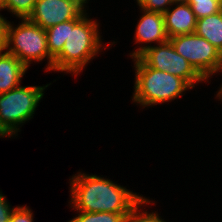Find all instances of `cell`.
<instances>
[{
	"label": "cell",
	"mask_w": 222,
	"mask_h": 222,
	"mask_svg": "<svg viewBox=\"0 0 222 222\" xmlns=\"http://www.w3.org/2000/svg\"><path fill=\"white\" fill-rule=\"evenodd\" d=\"M169 41L207 82L218 73L221 52L204 37L192 33L174 36Z\"/></svg>",
	"instance_id": "8992f818"
},
{
	"label": "cell",
	"mask_w": 222,
	"mask_h": 222,
	"mask_svg": "<svg viewBox=\"0 0 222 222\" xmlns=\"http://www.w3.org/2000/svg\"><path fill=\"white\" fill-rule=\"evenodd\" d=\"M164 15V23L169 38L195 32L197 17L189 4L174 3Z\"/></svg>",
	"instance_id": "30bf717a"
},
{
	"label": "cell",
	"mask_w": 222,
	"mask_h": 222,
	"mask_svg": "<svg viewBox=\"0 0 222 222\" xmlns=\"http://www.w3.org/2000/svg\"><path fill=\"white\" fill-rule=\"evenodd\" d=\"M14 26L8 21L5 51L16 56L26 67L47 58L46 70L53 71L54 58L49 54L45 29L28 18Z\"/></svg>",
	"instance_id": "277c9868"
},
{
	"label": "cell",
	"mask_w": 222,
	"mask_h": 222,
	"mask_svg": "<svg viewBox=\"0 0 222 222\" xmlns=\"http://www.w3.org/2000/svg\"><path fill=\"white\" fill-rule=\"evenodd\" d=\"M140 10L142 16L136 24L134 39L136 44H145L146 46H138L137 50L135 49L129 54L130 58L138 57L145 49L151 47L152 43L159 45L169 41L165 29L164 15L159 12Z\"/></svg>",
	"instance_id": "9c48e42d"
},
{
	"label": "cell",
	"mask_w": 222,
	"mask_h": 222,
	"mask_svg": "<svg viewBox=\"0 0 222 222\" xmlns=\"http://www.w3.org/2000/svg\"><path fill=\"white\" fill-rule=\"evenodd\" d=\"M86 11L68 21V36L62 51L54 58L53 71L78 76L91 59L102 52L98 20L89 18Z\"/></svg>",
	"instance_id": "7a4b0ae2"
},
{
	"label": "cell",
	"mask_w": 222,
	"mask_h": 222,
	"mask_svg": "<svg viewBox=\"0 0 222 222\" xmlns=\"http://www.w3.org/2000/svg\"><path fill=\"white\" fill-rule=\"evenodd\" d=\"M134 61L135 82L132 101L142 108L171 102L192 87L182 78L148 67L139 57Z\"/></svg>",
	"instance_id": "3957f363"
},
{
	"label": "cell",
	"mask_w": 222,
	"mask_h": 222,
	"mask_svg": "<svg viewBox=\"0 0 222 222\" xmlns=\"http://www.w3.org/2000/svg\"><path fill=\"white\" fill-rule=\"evenodd\" d=\"M26 67L16 56L0 51V94H4L22 83Z\"/></svg>",
	"instance_id": "8fae6325"
},
{
	"label": "cell",
	"mask_w": 222,
	"mask_h": 222,
	"mask_svg": "<svg viewBox=\"0 0 222 222\" xmlns=\"http://www.w3.org/2000/svg\"><path fill=\"white\" fill-rule=\"evenodd\" d=\"M138 57L148 67L184 79L192 88L206 81L183 56L176 52L170 41L148 47Z\"/></svg>",
	"instance_id": "52a82bcc"
},
{
	"label": "cell",
	"mask_w": 222,
	"mask_h": 222,
	"mask_svg": "<svg viewBox=\"0 0 222 222\" xmlns=\"http://www.w3.org/2000/svg\"><path fill=\"white\" fill-rule=\"evenodd\" d=\"M1 137H8V136L0 129V138Z\"/></svg>",
	"instance_id": "d4e9b609"
},
{
	"label": "cell",
	"mask_w": 222,
	"mask_h": 222,
	"mask_svg": "<svg viewBox=\"0 0 222 222\" xmlns=\"http://www.w3.org/2000/svg\"><path fill=\"white\" fill-rule=\"evenodd\" d=\"M151 202L150 199L143 197L125 217L124 222H166L156 211H154L155 213H149L148 211L141 210L145 205L151 204ZM142 205L143 207H141Z\"/></svg>",
	"instance_id": "9a60e30c"
},
{
	"label": "cell",
	"mask_w": 222,
	"mask_h": 222,
	"mask_svg": "<svg viewBox=\"0 0 222 222\" xmlns=\"http://www.w3.org/2000/svg\"><path fill=\"white\" fill-rule=\"evenodd\" d=\"M49 85H20L0 94V129L8 137H16L21 130L19 127L33 118V114L44 96L43 92Z\"/></svg>",
	"instance_id": "5b68a950"
},
{
	"label": "cell",
	"mask_w": 222,
	"mask_h": 222,
	"mask_svg": "<svg viewBox=\"0 0 222 222\" xmlns=\"http://www.w3.org/2000/svg\"><path fill=\"white\" fill-rule=\"evenodd\" d=\"M32 210L27 205L16 206L12 211L9 222H34Z\"/></svg>",
	"instance_id": "d6986e66"
},
{
	"label": "cell",
	"mask_w": 222,
	"mask_h": 222,
	"mask_svg": "<svg viewBox=\"0 0 222 222\" xmlns=\"http://www.w3.org/2000/svg\"><path fill=\"white\" fill-rule=\"evenodd\" d=\"M8 20L0 14V51L5 50L6 46V27Z\"/></svg>",
	"instance_id": "44dd1931"
},
{
	"label": "cell",
	"mask_w": 222,
	"mask_h": 222,
	"mask_svg": "<svg viewBox=\"0 0 222 222\" xmlns=\"http://www.w3.org/2000/svg\"><path fill=\"white\" fill-rule=\"evenodd\" d=\"M37 0H3L2 10H8L19 19L28 18Z\"/></svg>",
	"instance_id": "2e32d148"
},
{
	"label": "cell",
	"mask_w": 222,
	"mask_h": 222,
	"mask_svg": "<svg viewBox=\"0 0 222 222\" xmlns=\"http://www.w3.org/2000/svg\"><path fill=\"white\" fill-rule=\"evenodd\" d=\"M49 54L55 58L63 49L68 36V21L45 30Z\"/></svg>",
	"instance_id": "4fadbf2b"
},
{
	"label": "cell",
	"mask_w": 222,
	"mask_h": 222,
	"mask_svg": "<svg viewBox=\"0 0 222 222\" xmlns=\"http://www.w3.org/2000/svg\"><path fill=\"white\" fill-rule=\"evenodd\" d=\"M136 2L143 10L162 14L173 6L172 0H136Z\"/></svg>",
	"instance_id": "ac0fdd59"
},
{
	"label": "cell",
	"mask_w": 222,
	"mask_h": 222,
	"mask_svg": "<svg viewBox=\"0 0 222 222\" xmlns=\"http://www.w3.org/2000/svg\"><path fill=\"white\" fill-rule=\"evenodd\" d=\"M194 33L204 37L222 53V10L197 19Z\"/></svg>",
	"instance_id": "7c38bea8"
},
{
	"label": "cell",
	"mask_w": 222,
	"mask_h": 222,
	"mask_svg": "<svg viewBox=\"0 0 222 222\" xmlns=\"http://www.w3.org/2000/svg\"><path fill=\"white\" fill-rule=\"evenodd\" d=\"M70 178L69 205L76 211L130 213L143 198L108 178L82 172Z\"/></svg>",
	"instance_id": "6da1fadb"
},
{
	"label": "cell",
	"mask_w": 222,
	"mask_h": 222,
	"mask_svg": "<svg viewBox=\"0 0 222 222\" xmlns=\"http://www.w3.org/2000/svg\"><path fill=\"white\" fill-rule=\"evenodd\" d=\"M89 0H37L28 19L43 29L78 18Z\"/></svg>",
	"instance_id": "ba28073f"
},
{
	"label": "cell",
	"mask_w": 222,
	"mask_h": 222,
	"mask_svg": "<svg viewBox=\"0 0 222 222\" xmlns=\"http://www.w3.org/2000/svg\"><path fill=\"white\" fill-rule=\"evenodd\" d=\"M2 7H3V0H0V11H2Z\"/></svg>",
	"instance_id": "484cf974"
},
{
	"label": "cell",
	"mask_w": 222,
	"mask_h": 222,
	"mask_svg": "<svg viewBox=\"0 0 222 222\" xmlns=\"http://www.w3.org/2000/svg\"><path fill=\"white\" fill-rule=\"evenodd\" d=\"M173 4L174 3H184V4H189V0H172Z\"/></svg>",
	"instance_id": "603a6c76"
},
{
	"label": "cell",
	"mask_w": 222,
	"mask_h": 222,
	"mask_svg": "<svg viewBox=\"0 0 222 222\" xmlns=\"http://www.w3.org/2000/svg\"><path fill=\"white\" fill-rule=\"evenodd\" d=\"M216 98L222 101V85L220 86V89L217 91Z\"/></svg>",
	"instance_id": "7402d4cb"
},
{
	"label": "cell",
	"mask_w": 222,
	"mask_h": 222,
	"mask_svg": "<svg viewBox=\"0 0 222 222\" xmlns=\"http://www.w3.org/2000/svg\"><path fill=\"white\" fill-rule=\"evenodd\" d=\"M79 214L68 222H124L125 217L129 213H109V212H83L77 211Z\"/></svg>",
	"instance_id": "5bb4252c"
},
{
	"label": "cell",
	"mask_w": 222,
	"mask_h": 222,
	"mask_svg": "<svg viewBox=\"0 0 222 222\" xmlns=\"http://www.w3.org/2000/svg\"><path fill=\"white\" fill-rule=\"evenodd\" d=\"M15 207L11 208L5 195L0 192V222H9L12 211Z\"/></svg>",
	"instance_id": "ffe728a7"
},
{
	"label": "cell",
	"mask_w": 222,
	"mask_h": 222,
	"mask_svg": "<svg viewBox=\"0 0 222 222\" xmlns=\"http://www.w3.org/2000/svg\"><path fill=\"white\" fill-rule=\"evenodd\" d=\"M189 5L197 19L222 10V0H189Z\"/></svg>",
	"instance_id": "e0dca14e"
},
{
	"label": "cell",
	"mask_w": 222,
	"mask_h": 222,
	"mask_svg": "<svg viewBox=\"0 0 222 222\" xmlns=\"http://www.w3.org/2000/svg\"><path fill=\"white\" fill-rule=\"evenodd\" d=\"M221 72L222 73V53H221V63L218 69V73Z\"/></svg>",
	"instance_id": "cb8c5ba5"
}]
</instances>
